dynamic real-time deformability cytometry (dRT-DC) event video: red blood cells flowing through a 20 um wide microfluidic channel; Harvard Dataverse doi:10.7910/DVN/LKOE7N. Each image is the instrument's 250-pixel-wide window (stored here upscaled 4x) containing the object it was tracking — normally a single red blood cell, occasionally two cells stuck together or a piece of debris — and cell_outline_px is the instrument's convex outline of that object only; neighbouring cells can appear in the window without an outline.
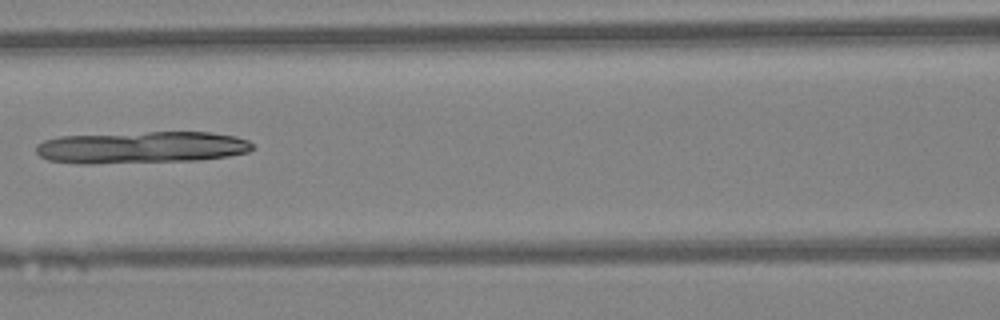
{"species": "Egyptian fruit bat (a non-hibernating species)", "species_latin": "Rousettus aegyptiacus", "temperature_condition": "warm", "stored_images_in_passage": 46, "camera_frame_rate_fps": 3000, "um_per_image_px": 0.085, "animal": {"sex": "female"}, "frame": {"image": 1, "passage_image": 21, "time_ms": 6.667, "image_size_px": [1000, 320], "cell_outline_px": [[256, 148], [248, 152], [228, 156], [196, 160], [92, 164], [80, 164], [48, 160], [40, 156], [36, 152], [36, 144], [44, 140], [60, 136], [148, 132], [212, 132], [236, 136], [248, 140]], "centroid_in_image_um": [12.03, 12.53], "position_along_channel_um": 154.6, "area_um2": 40.52}}
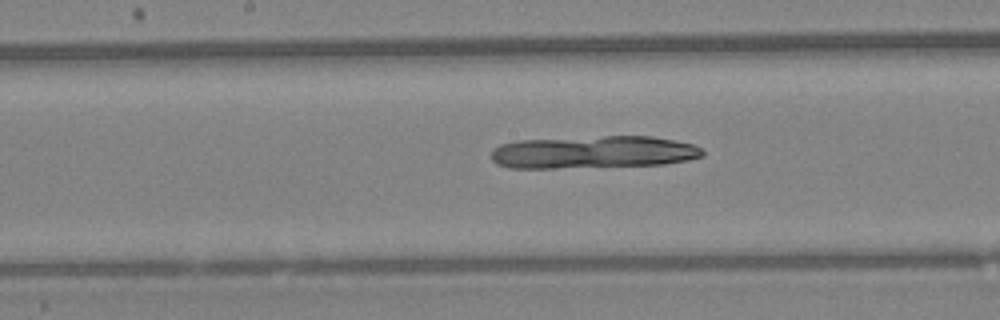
{"frame": {"image": 2, "passage_image": 24, "time_ms": 7.667, "image_size_px": [1000, 320], "cell_outline_px": [[704, 156], [688, 160], [664, 164], [556, 168], [508, 168], [496, 164], [492, 160], [492, 148], [500, 144], [516, 140], [604, 136], [652, 136], [692, 144], [700, 148], [704, 152]], "centroid_in_image_um": [50.38, 12.93], "position_along_channel_um": 197.8, "area_um2": 40.23}}